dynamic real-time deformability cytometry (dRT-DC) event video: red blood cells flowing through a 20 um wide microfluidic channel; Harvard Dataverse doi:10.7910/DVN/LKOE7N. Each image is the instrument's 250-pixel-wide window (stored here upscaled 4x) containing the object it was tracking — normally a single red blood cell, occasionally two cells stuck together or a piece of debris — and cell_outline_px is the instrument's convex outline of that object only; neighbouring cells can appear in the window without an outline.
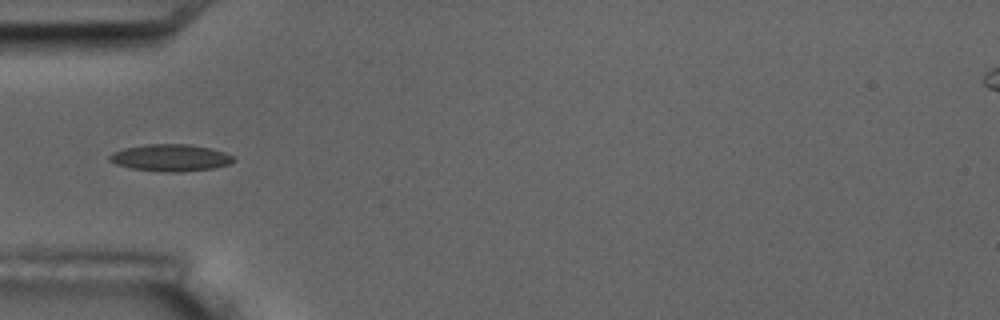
{"species": "common noctule bat (a hibernating species)", "species_latin": "Nyctalus noctula", "temperature_condition": "room temperature", "stored_images_in_passage": 17, "camera_frame_rate_fps": 3000, "um_per_image_px": 0.085, "animal": {"sex": "male", "body_mass_g": 17.5, "forearm_length_mm": 52.3}, "frame": {"image": 1, "passage_image": 6, "time_ms": 5.667, "image_size_px": [1000, 320], "cell_outline_px": [[236, 160], [228, 164], [216, 168], [180, 172], [160, 172], [128, 168], [116, 164], [108, 160], [108, 156], [112, 152], [124, 148], [148, 144], [188, 144], [212, 148], [224, 152], [232, 156]], "centroid_in_image_um": [14.47, 13.42], "position_along_channel_um": 70.5, "area_um2": 19.71}}
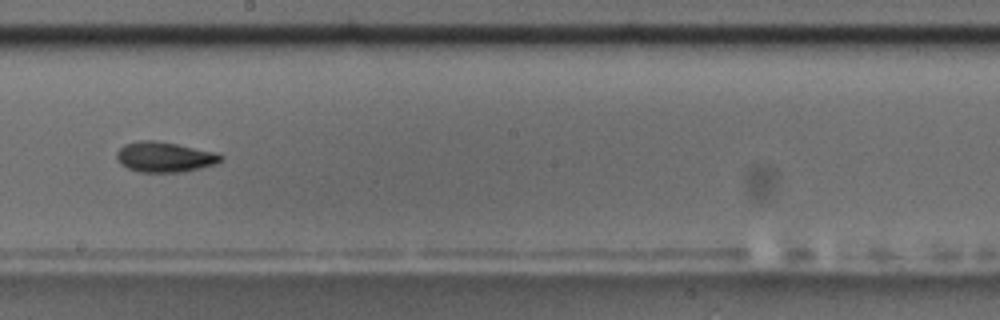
{"frame": {"image": 2, "passage_image": 10, "time_ms": 10.333, "image_size_px": [1000, 320], "cell_outline_px": [[224, 156], [216, 164], [200, 168], [180, 172], [140, 172], [128, 168], [120, 164], [116, 160], [116, 152], [124, 144], [140, 140], [156, 140], [216, 152]], "centroid_in_image_um": [13.96, 13.34], "position_along_channel_um": 234.2, "area_um2": 18.38}, "authors_computed_cell_mechanics": {"area_um2": 17.4556, "velocity_mm_per_s": 3.5128, "shape_relaxation_time_tau1_ms": 2.8056, "shape_relaxation_time_tau2_ms": 4.4308, "deformation_change_tau1": 0.1099, "deformation_change_tau2": 0.0761}}